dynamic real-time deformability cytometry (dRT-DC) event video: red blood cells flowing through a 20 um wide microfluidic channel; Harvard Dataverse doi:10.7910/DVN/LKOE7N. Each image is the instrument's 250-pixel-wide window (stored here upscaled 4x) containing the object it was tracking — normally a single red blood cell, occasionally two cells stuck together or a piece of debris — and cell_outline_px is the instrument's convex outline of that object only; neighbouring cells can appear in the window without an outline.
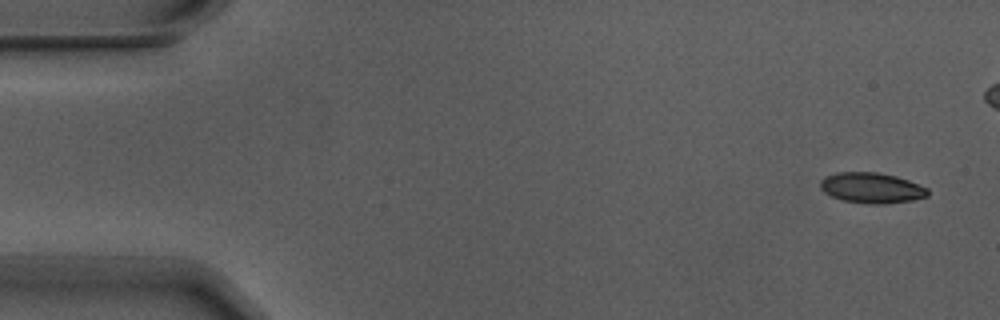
{"species": "Egyptian fruit bat (a non-hibernating species)", "species_latin": "Rousettus aegyptiacus", "temperature_condition": "warm", "stored_images_in_passage": 5, "camera_frame_rate_fps": 3000, "um_per_image_px": 0.085, "animal": {"sex": "male"}, "frame": {"image": 1, "passage_image": 1, "time_ms": 0.0, "image_size_px": [1000, 320], "cell_outline_px": [[928, 196], [912, 200], [884, 204], [868, 204], [844, 200], [832, 196], [824, 192], [820, 188], [820, 180], [824, 176], [836, 172], [876, 172], [896, 176], [908, 180], [928, 188]], "centroid_in_image_um": [74.07, 15.96], "position_along_channel_um": 10.9, "area_um2": 19.13}}